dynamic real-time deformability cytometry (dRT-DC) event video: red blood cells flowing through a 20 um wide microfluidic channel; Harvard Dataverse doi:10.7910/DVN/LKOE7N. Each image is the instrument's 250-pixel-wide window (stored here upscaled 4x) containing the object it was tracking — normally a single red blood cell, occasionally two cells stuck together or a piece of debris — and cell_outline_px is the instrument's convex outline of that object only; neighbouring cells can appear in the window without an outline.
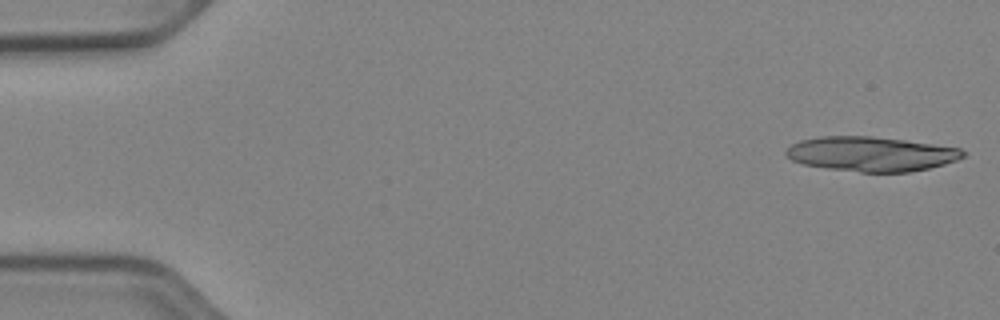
{"species": "Egyptian fruit bat (a non-hibernating species)", "species_latin": "Rousettus aegyptiacus", "temperature_condition": "cold", "stored_images_in_passage": 15, "camera_frame_rate_fps": 3000, "um_per_image_px": 0.085, "animal": {"sex": "female"}, "frame": {"image": 1, "passage_image": 1, "time_ms": 0.0, "image_size_px": [1000, 320], "cell_outline_px": [[964, 156], [956, 160], [944, 164], [928, 168], [908, 172], [860, 172], [828, 168], [804, 164], [792, 160], [784, 152], [792, 144], [800, 140], [820, 136], [872, 136], [904, 140], [960, 148], [964, 152]], "centroid_in_image_um": [74.03, 13.08], "position_along_channel_um": 11.0, "area_um2": 35.43}}